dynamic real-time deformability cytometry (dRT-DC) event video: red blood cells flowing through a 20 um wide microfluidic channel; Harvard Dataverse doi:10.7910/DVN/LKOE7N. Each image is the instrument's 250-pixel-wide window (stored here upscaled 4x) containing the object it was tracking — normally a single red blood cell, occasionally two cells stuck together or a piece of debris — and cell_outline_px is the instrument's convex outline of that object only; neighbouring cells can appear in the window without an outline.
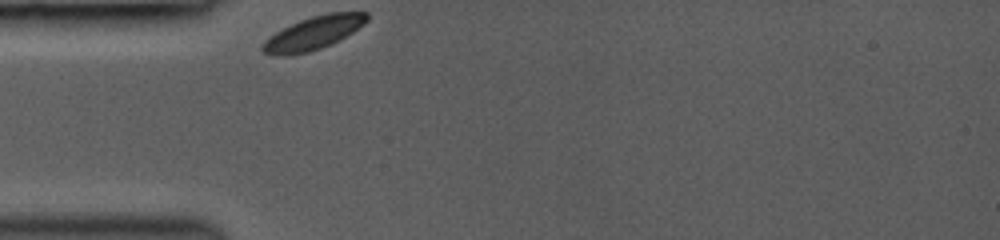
{"species": "common noctule bat (a hibernating species)", "species_latin": "Nyctalus noctula", "temperature_condition": "room temperature", "stored_images_in_passage": 24, "camera_frame_rate_fps": 3000, "um_per_image_px": 0.085, "animal": {"sex": "female", "body_mass_g": 19.0, "forearm_length_mm": 53.3}, "frame": {"image": 1, "passage_image": 1, "time_ms": 0.0, "image_size_px": [1000, 240], "cell_outline_px": [[368, 20], [352, 32], [340, 40], [320, 48], [308, 52], [284, 56], [272, 56], [264, 52], [260, 48], [264, 40], [276, 32], [300, 20], [312, 16], [328, 12], [368, 12]], "centroid_in_image_um": [26.62, 2.81], "position_along_channel_um": 58.4, "area_um2": 20.06}}
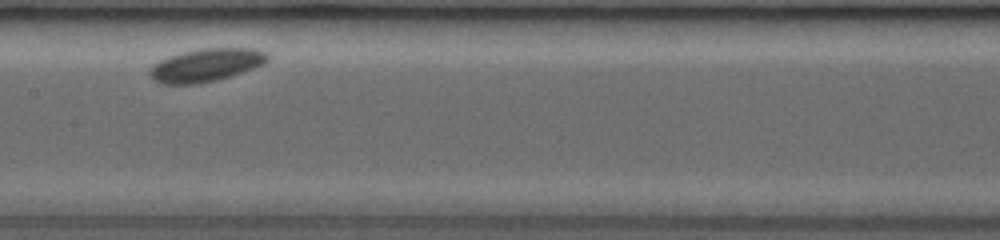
{"frame": {"image": 2, "passage_image": 9, "time_ms": 3.667, "image_size_px": [1000, 240], "cell_outline_px": [[268, 60], [264, 64], [216, 80], [200, 84], [160, 84], [152, 80], [148, 72], [152, 64], [168, 56], [184, 52], [204, 48], [252, 48], [268, 52]], "centroid_in_image_um": [17.47, 5.54], "position_along_channel_um": 189.9, "area_um2": 22.66}}
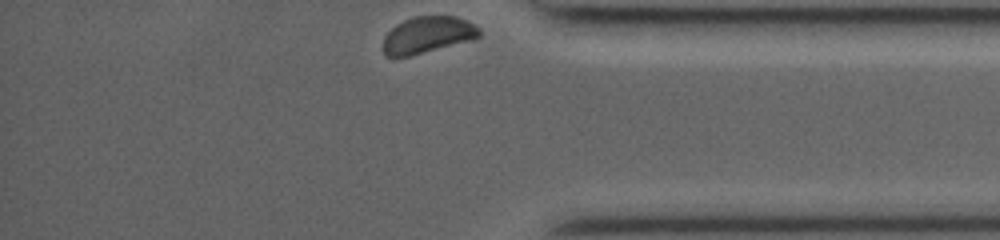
{"frame": {"image": 3, "passage_image": 24, "time_ms": 9.333, "image_size_px": [1000, 240], "cell_outline_px": [[480, 36], [472, 40], [408, 56], [384, 56], [384, 36], [396, 24], [412, 16], [456, 16], [468, 20], [476, 24], [480, 28]], "centroid_in_image_um": [36.38, 2.94], "position_along_channel_um": 398.8, "area_um2": 20.52}, "authors_computed_cell_mechanics": {"area_um2": 21.2126, "velocity_mm_per_s": 3.7024, "shape_relaxation_time_tau1_ms": 8.677, "shape_relaxation_time_tau2_ms": null, "deformation_change_tau1": null, "deformation_change_tau2": null}}